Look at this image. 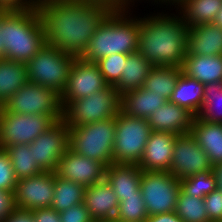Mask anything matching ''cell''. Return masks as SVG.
<instances>
[{
    "label": "cell",
    "mask_w": 222,
    "mask_h": 222,
    "mask_svg": "<svg viewBox=\"0 0 222 222\" xmlns=\"http://www.w3.org/2000/svg\"><path fill=\"white\" fill-rule=\"evenodd\" d=\"M146 222H183V220L175 212H169L150 215Z\"/></svg>",
    "instance_id": "ee69618b"
},
{
    "label": "cell",
    "mask_w": 222,
    "mask_h": 222,
    "mask_svg": "<svg viewBox=\"0 0 222 222\" xmlns=\"http://www.w3.org/2000/svg\"><path fill=\"white\" fill-rule=\"evenodd\" d=\"M76 57L64 51L44 45L27 63L28 82L55 90L64 91L70 68Z\"/></svg>",
    "instance_id": "52a82bcc"
},
{
    "label": "cell",
    "mask_w": 222,
    "mask_h": 222,
    "mask_svg": "<svg viewBox=\"0 0 222 222\" xmlns=\"http://www.w3.org/2000/svg\"><path fill=\"white\" fill-rule=\"evenodd\" d=\"M189 27L182 15L140 17L137 52L152 66L180 67L187 55Z\"/></svg>",
    "instance_id": "7a4b0ae2"
},
{
    "label": "cell",
    "mask_w": 222,
    "mask_h": 222,
    "mask_svg": "<svg viewBox=\"0 0 222 222\" xmlns=\"http://www.w3.org/2000/svg\"><path fill=\"white\" fill-rule=\"evenodd\" d=\"M142 169L135 164L112 163L105 170V179L112 186L119 202L123 197L135 196L141 191Z\"/></svg>",
    "instance_id": "44dd1931"
},
{
    "label": "cell",
    "mask_w": 222,
    "mask_h": 222,
    "mask_svg": "<svg viewBox=\"0 0 222 222\" xmlns=\"http://www.w3.org/2000/svg\"><path fill=\"white\" fill-rule=\"evenodd\" d=\"M16 208L14 191L0 190V222H3Z\"/></svg>",
    "instance_id": "ab89813d"
},
{
    "label": "cell",
    "mask_w": 222,
    "mask_h": 222,
    "mask_svg": "<svg viewBox=\"0 0 222 222\" xmlns=\"http://www.w3.org/2000/svg\"><path fill=\"white\" fill-rule=\"evenodd\" d=\"M210 222H222V191L213 190L203 198Z\"/></svg>",
    "instance_id": "74e56055"
},
{
    "label": "cell",
    "mask_w": 222,
    "mask_h": 222,
    "mask_svg": "<svg viewBox=\"0 0 222 222\" xmlns=\"http://www.w3.org/2000/svg\"><path fill=\"white\" fill-rule=\"evenodd\" d=\"M175 213L183 222H210L203 199L184 194L181 190L178 194Z\"/></svg>",
    "instance_id": "d6a6232c"
},
{
    "label": "cell",
    "mask_w": 222,
    "mask_h": 222,
    "mask_svg": "<svg viewBox=\"0 0 222 222\" xmlns=\"http://www.w3.org/2000/svg\"><path fill=\"white\" fill-rule=\"evenodd\" d=\"M1 29L6 60L27 63L45 45V35L36 10L1 11Z\"/></svg>",
    "instance_id": "277c9868"
},
{
    "label": "cell",
    "mask_w": 222,
    "mask_h": 222,
    "mask_svg": "<svg viewBox=\"0 0 222 222\" xmlns=\"http://www.w3.org/2000/svg\"><path fill=\"white\" fill-rule=\"evenodd\" d=\"M213 24L217 25V26H220L222 28V7L221 9L218 11L214 21H213Z\"/></svg>",
    "instance_id": "c3c4849f"
},
{
    "label": "cell",
    "mask_w": 222,
    "mask_h": 222,
    "mask_svg": "<svg viewBox=\"0 0 222 222\" xmlns=\"http://www.w3.org/2000/svg\"><path fill=\"white\" fill-rule=\"evenodd\" d=\"M203 96L204 84L181 72L169 101L188 109L196 116L203 105Z\"/></svg>",
    "instance_id": "484cf974"
},
{
    "label": "cell",
    "mask_w": 222,
    "mask_h": 222,
    "mask_svg": "<svg viewBox=\"0 0 222 222\" xmlns=\"http://www.w3.org/2000/svg\"><path fill=\"white\" fill-rule=\"evenodd\" d=\"M140 189L148 215L175 212L180 180L168 171H142Z\"/></svg>",
    "instance_id": "30bf717a"
},
{
    "label": "cell",
    "mask_w": 222,
    "mask_h": 222,
    "mask_svg": "<svg viewBox=\"0 0 222 222\" xmlns=\"http://www.w3.org/2000/svg\"><path fill=\"white\" fill-rule=\"evenodd\" d=\"M85 189L72 180L61 179L55 173L54 197L51 208L57 212L66 210L84 201Z\"/></svg>",
    "instance_id": "4dcf8cb0"
},
{
    "label": "cell",
    "mask_w": 222,
    "mask_h": 222,
    "mask_svg": "<svg viewBox=\"0 0 222 222\" xmlns=\"http://www.w3.org/2000/svg\"><path fill=\"white\" fill-rule=\"evenodd\" d=\"M18 114H46L55 122L63 117L60 94L39 84L27 82L1 106Z\"/></svg>",
    "instance_id": "9c48e42d"
},
{
    "label": "cell",
    "mask_w": 222,
    "mask_h": 222,
    "mask_svg": "<svg viewBox=\"0 0 222 222\" xmlns=\"http://www.w3.org/2000/svg\"><path fill=\"white\" fill-rule=\"evenodd\" d=\"M90 1H101L110 4L115 9H124V0H90Z\"/></svg>",
    "instance_id": "bcb514c9"
},
{
    "label": "cell",
    "mask_w": 222,
    "mask_h": 222,
    "mask_svg": "<svg viewBox=\"0 0 222 222\" xmlns=\"http://www.w3.org/2000/svg\"><path fill=\"white\" fill-rule=\"evenodd\" d=\"M107 85L95 62L75 58L69 71L66 87L60 95L62 108L64 109L73 100L90 96L104 89Z\"/></svg>",
    "instance_id": "4fadbf2b"
},
{
    "label": "cell",
    "mask_w": 222,
    "mask_h": 222,
    "mask_svg": "<svg viewBox=\"0 0 222 222\" xmlns=\"http://www.w3.org/2000/svg\"><path fill=\"white\" fill-rule=\"evenodd\" d=\"M55 172L43 171L17 180L14 190L17 208L34 210L50 208L54 197Z\"/></svg>",
    "instance_id": "9a60e30c"
},
{
    "label": "cell",
    "mask_w": 222,
    "mask_h": 222,
    "mask_svg": "<svg viewBox=\"0 0 222 222\" xmlns=\"http://www.w3.org/2000/svg\"><path fill=\"white\" fill-rule=\"evenodd\" d=\"M191 134L206 152L213 167L222 164V123H209L195 116Z\"/></svg>",
    "instance_id": "603a6c76"
},
{
    "label": "cell",
    "mask_w": 222,
    "mask_h": 222,
    "mask_svg": "<svg viewBox=\"0 0 222 222\" xmlns=\"http://www.w3.org/2000/svg\"><path fill=\"white\" fill-rule=\"evenodd\" d=\"M4 150L9 156L17 180L43 172L34 160L32 143L7 146Z\"/></svg>",
    "instance_id": "f546056e"
},
{
    "label": "cell",
    "mask_w": 222,
    "mask_h": 222,
    "mask_svg": "<svg viewBox=\"0 0 222 222\" xmlns=\"http://www.w3.org/2000/svg\"><path fill=\"white\" fill-rule=\"evenodd\" d=\"M17 179L8 154L0 148V190L14 191Z\"/></svg>",
    "instance_id": "8d00e7d4"
},
{
    "label": "cell",
    "mask_w": 222,
    "mask_h": 222,
    "mask_svg": "<svg viewBox=\"0 0 222 222\" xmlns=\"http://www.w3.org/2000/svg\"><path fill=\"white\" fill-rule=\"evenodd\" d=\"M34 0H0V11L36 10Z\"/></svg>",
    "instance_id": "60d3db41"
},
{
    "label": "cell",
    "mask_w": 222,
    "mask_h": 222,
    "mask_svg": "<svg viewBox=\"0 0 222 222\" xmlns=\"http://www.w3.org/2000/svg\"><path fill=\"white\" fill-rule=\"evenodd\" d=\"M196 117L209 123H222V81L204 85L203 105Z\"/></svg>",
    "instance_id": "1f68e13d"
},
{
    "label": "cell",
    "mask_w": 222,
    "mask_h": 222,
    "mask_svg": "<svg viewBox=\"0 0 222 222\" xmlns=\"http://www.w3.org/2000/svg\"><path fill=\"white\" fill-rule=\"evenodd\" d=\"M5 47L3 43V30L1 29V11H0V60H5Z\"/></svg>",
    "instance_id": "7dc6e473"
},
{
    "label": "cell",
    "mask_w": 222,
    "mask_h": 222,
    "mask_svg": "<svg viewBox=\"0 0 222 222\" xmlns=\"http://www.w3.org/2000/svg\"><path fill=\"white\" fill-rule=\"evenodd\" d=\"M34 160L43 171L55 172L61 156L69 148V127L61 119L32 142Z\"/></svg>",
    "instance_id": "5bb4252c"
},
{
    "label": "cell",
    "mask_w": 222,
    "mask_h": 222,
    "mask_svg": "<svg viewBox=\"0 0 222 222\" xmlns=\"http://www.w3.org/2000/svg\"><path fill=\"white\" fill-rule=\"evenodd\" d=\"M121 95L113 85L94 92L90 96L71 101L63 109L62 119L69 128L117 117Z\"/></svg>",
    "instance_id": "8992f818"
},
{
    "label": "cell",
    "mask_w": 222,
    "mask_h": 222,
    "mask_svg": "<svg viewBox=\"0 0 222 222\" xmlns=\"http://www.w3.org/2000/svg\"><path fill=\"white\" fill-rule=\"evenodd\" d=\"M206 152L198 145L190 133L176 136L169 172L179 180L199 172L213 171Z\"/></svg>",
    "instance_id": "7c38bea8"
},
{
    "label": "cell",
    "mask_w": 222,
    "mask_h": 222,
    "mask_svg": "<svg viewBox=\"0 0 222 222\" xmlns=\"http://www.w3.org/2000/svg\"><path fill=\"white\" fill-rule=\"evenodd\" d=\"M182 1L183 0H165V4H167L169 2L170 5H171V3H172V5L175 4V7H176V5H179Z\"/></svg>",
    "instance_id": "816d5d0a"
},
{
    "label": "cell",
    "mask_w": 222,
    "mask_h": 222,
    "mask_svg": "<svg viewBox=\"0 0 222 222\" xmlns=\"http://www.w3.org/2000/svg\"><path fill=\"white\" fill-rule=\"evenodd\" d=\"M134 1V0H133ZM132 0H124V9H130L129 6H130V2L132 3L133 2ZM152 1V0H151ZM158 1L161 2V3H165V0H154V3L157 2L158 4Z\"/></svg>",
    "instance_id": "681fc988"
},
{
    "label": "cell",
    "mask_w": 222,
    "mask_h": 222,
    "mask_svg": "<svg viewBox=\"0 0 222 222\" xmlns=\"http://www.w3.org/2000/svg\"><path fill=\"white\" fill-rule=\"evenodd\" d=\"M167 102L161 95H156L143 87L121 95L120 111L130 117L148 119L150 115Z\"/></svg>",
    "instance_id": "7402d4cb"
},
{
    "label": "cell",
    "mask_w": 222,
    "mask_h": 222,
    "mask_svg": "<svg viewBox=\"0 0 222 222\" xmlns=\"http://www.w3.org/2000/svg\"><path fill=\"white\" fill-rule=\"evenodd\" d=\"M217 188L213 171L199 172L180 180V190L187 195L204 198Z\"/></svg>",
    "instance_id": "836d02e7"
},
{
    "label": "cell",
    "mask_w": 222,
    "mask_h": 222,
    "mask_svg": "<svg viewBox=\"0 0 222 222\" xmlns=\"http://www.w3.org/2000/svg\"><path fill=\"white\" fill-rule=\"evenodd\" d=\"M83 203L94 222L115 220L119 200L106 179L86 187Z\"/></svg>",
    "instance_id": "ac0fdd59"
},
{
    "label": "cell",
    "mask_w": 222,
    "mask_h": 222,
    "mask_svg": "<svg viewBox=\"0 0 222 222\" xmlns=\"http://www.w3.org/2000/svg\"><path fill=\"white\" fill-rule=\"evenodd\" d=\"M105 170L106 167L101 162L68 148L61 156L55 173L61 179L72 180L87 187L104 180Z\"/></svg>",
    "instance_id": "2e32d148"
},
{
    "label": "cell",
    "mask_w": 222,
    "mask_h": 222,
    "mask_svg": "<svg viewBox=\"0 0 222 222\" xmlns=\"http://www.w3.org/2000/svg\"><path fill=\"white\" fill-rule=\"evenodd\" d=\"M35 222H60L59 212L53 208H37L32 210Z\"/></svg>",
    "instance_id": "b9f144b4"
},
{
    "label": "cell",
    "mask_w": 222,
    "mask_h": 222,
    "mask_svg": "<svg viewBox=\"0 0 222 222\" xmlns=\"http://www.w3.org/2000/svg\"><path fill=\"white\" fill-rule=\"evenodd\" d=\"M27 82L25 63L0 60V107Z\"/></svg>",
    "instance_id": "4316f807"
},
{
    "label": "cell",
    "mask_w": 222,
    "mask_h": 222,
    "mask_svg": "<svg viewBox=\"0 0 222 222\" xmlns=\"http://www.w3.org/2000/svg\"><path fill=\"white\" fill-rule=\"evenodd\" d=\"M101 1H54L37 8L42 21L45 45L79 58L96 30L114 10Z\"/></svg>",
    "instance_id": "6da1fadb"
},
{
    "label": "cell",
    "mask_w": 222,
    "mask_h": 222,
    "mask_svg": "<svg viewBox=\"0 0 222 222\" xmlns=\"http://www.w3.org/2000/svg\"><path fill=\"white\" fill-rule=\"evenodd\" d=\"M195 115L188 109L167 101L147 119L152 131L171 132L176 135L190 133Z\"/></svg>",
    "instance_id": "d6986e66"
},
{
    "label": "cell",
    "mask_w": 222,
    "mask_h": 222,
    "mask_svg": "<svg viewBox=\"0 0 222 222\" xmlns=\"http://www.w3.org/2000/svg\"><path fill=\"white\" fill-rule=\"evenodd\" d=\"M127 55L121 53L112 54L95 62L108 85L114 86L119 81L126 64Z\"/></svg>",
    "instance_id": "d590c367"
},
{
    "label": "cell",
    "mask_w": 222,
    "mask_h": 222,
    "mask_svg": "<svg viewBox=\"0 0 222 222\" xmlns=\"http://www.w3.org/2000/svg\"><path fill=\"white\" fill-rule=\"evenodd\" d=\"M182 72L202 84L222 81V55H186Z\"/></svg>",
    "instance_id": "cb8c5ba5"
},
{
    "label": "cell",
    "mask_w": 222,
    "mask_h": 222,
    "mask_svg": "<svg viewBox=\"0 0 222 222\" xmlns=\"http://www.w3.org/2000/svg\"><path fill=\"white\" fill-rule=\"evenodd\" d=\"M181 72L180 67L153 66L142 87L169 101Z\"/></svg>",
    "instance_id": "f1b7e54d"
},
{
    "label": "cell",
    "mask_w": 222,
    "mask_h": 222,
    "mask_svg": "<svg viewBox=\"0 0 222 222\" xmlns=\"http://www.w3.org/2000/svg\"><path fill=\"white\" fill-rule=\"evenodd\" d=\"M115 128L116 117L69 128V148L108 167L113 163Z\"/></svg>",
    "instance_id": "5b68a950"
},
{
    "label": "cell",
    "mask_w": 222,
    "mask_h": 222,
    "mask_svg": "<svg viewBox=\"0 0 222 222\" xmlns=\"http://www.w3.org/2000/svg\"><path fill=\"white\" fill-rule=\"evenodd\" d=\"M54 1H67V0H34L35 5L39 7L42 4L48 3V2H54Z\"/></svg>",
    "instance_id": "f907efd6"
},
{
    "label": "cell",
    "mask_w": 222,
    "mask_h": 222,
    "mask_svg": "<svg viewBox=\"0 0 222 222\" xmlns=\"http://www.w3.org/2000/svg\"><path fill=\"white\" fill-rule=\"evenodd\" d=\"M176 136L171 132H151L144 154L138 163L142 171L169 172Z\"/></svg>",
    "instance_id": "e0dca14e"
},
{
    "label": "cell",
    "mask_w": 222,
    "mask_h": 222,
    "mask_svg": "<svg viewBox=\"0 0 222 222\" xmlns=\"http://www.w3.org/2000/svg\"><path fill=\"white\" fill-rule=\"evenodd\" d=\"M54 123L46 114H18L0 107V148L30 144Z\"/></svg>",
    "instance_id": "8fae6325"
},
{
    "label": "cell",
    "mask_w": 222,
    "mask_h": 222,
    "mask_svg": "<svg viewBox=\"0 0 222 222\" xmlns=\"http://www.w3.org/2000/svg\"><path fill=\"white\" fill-rule=\"evenodd\" d=\"M148 212L140 191L135 196L123 197L119 202L115 220L119 222H146Z\"/></svg>",
    "instance_id": "e575fe53"
},
{
    "label": "cell",
    "mask_w": 222,
    "mask_h": 222,
    "mask_svg": "<svg viewBox=\"0 0 222 222\" xmlns=\"http://www.w3.org/2000/svg\"><path fill=\"white\" fill-rule=\"evenodd\" d=\"M3 222H35L32 211L16 208Z\"/></svg>",
    "instance_id": "7bdbcfd3"
},
{
    "label": "cell",
    "mask_w": 222,
    "mask_h": 222,
    "mask_svg": "<svg viewBox=\"0 0 222 222\" xmlns=\"http://www.w3.org/2000/svg\"><path fill=\"white\" fill-rule=\"evenodd\" d=\"M187 55H222V28L213 23L188 29Z\"/></svg>",
    "instance_id": "ffe728a7"
},
{
    "label": "cell",
    "mask_w": 222,
    "mask_h": 222,
    "mask_svg": "<svg viewBox=\"0 0 222 222\" xmlns=\"http://www.w3.org/2000/svg\"><path fill=\"white\" fill-rule=\"evenodd\" d=\"M151 132L146 118L130 117L120 111L116 117L113 163L138 165Z\"/></svg>",
    "instance_id": "ba28073f"
},
{
    "label": "cell",
    "mask_w": 222,
    "mask_h": 222,
    "mask_svg": "<svg viewBox=\"0 0 222 222\" xmlns=\"http://www.w3.org/2000/svg\"><path fill=\"white\" fill-rule=\"evenodd\" d=\"M128 11L114 9L96 30L79 58L96 62L112 54L137 52L140 17L134 19L128 16Z\"/></svg>",
    "instance_id": "3957f363"
},
{
    "label": "cell",
    "mask_w": 222,
    "mask_h": 222,
    "mask_svg": "<svg viewBox=\"0 0 222 222\" xmlns=\"http://www.w3.org/2000/svg\"><path fill=\"white\" fill-rule=\"evenodd\" d=\"M152 67L141 53L128 54L121 77L114 88L120 95L141 88Z\"/></svg>",
    "instance_id": "d4e9b609"
},
{
    "label": "cell",
    "mask_w": 222,
    "mask_h": 222,
    "mask_svg": "<svg viewBox=\"0 0 222 222\" xmlns=\"http://www.w3.org/2000/svg\"><path fill=\"white\" fill-rule=\"evenodd\" d=\"M60 222H94L84 203L59 212Z\"/></svg>",
    "instance_id": "f35d334b"
},
{
    "label": "cell",
    "mask_w": 222,
    "mask_h": 222,
    "mask_svg": "<svg viewBox=\"0 0 222 222\" xmlns=\"http://www.w3.org/2000/svg\"><path fill=\"white\" fill-rule=\"evenodd\" d=\"M212 170L216 177L217 189L222 191V164L214 166Z\"/></svg>",
    "instance_id": "f6af8a7d"
},
{
    "label": "cell",
    "mask_w": 222,
    "mask_h": 222,
    "mask_svg": "<svg viewBox=\"0 0 222 222\" xmlns=\"http://www.w3.org/2000/svg\"><path fill=\"white\" fill-rule=\"evenodd\" d=\"M177 7L181 8L179 15H183L184 22L190 28L213 23L222 7V0H183Z\"/></svg>",
    "instance_id": "83f0119b"
}]
</instances>
